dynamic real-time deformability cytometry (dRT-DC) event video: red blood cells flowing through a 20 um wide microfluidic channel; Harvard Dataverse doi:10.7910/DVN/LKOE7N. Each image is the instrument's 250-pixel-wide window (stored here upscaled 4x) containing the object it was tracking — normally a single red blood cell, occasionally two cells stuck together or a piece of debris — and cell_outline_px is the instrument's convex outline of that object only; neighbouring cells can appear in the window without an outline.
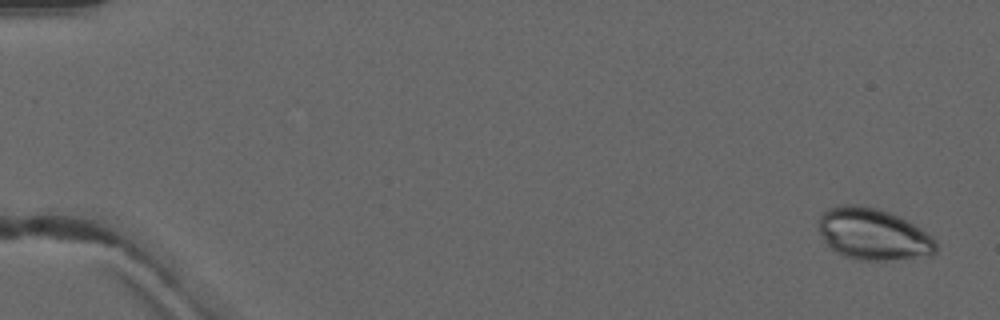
{"species": "common noctule bat (a hibernating species)", "species_latin": "Nyctalus noctula", "temperature_condition": "warm", "stored_images_in_passage": 5, "camera_frame_rate_fps": 3000, "um_per_image_px": 0.085, "animal": {"sex": "male", "forearm_length_mm": 52.5}, "frame": {"image": 1, "passage_image": 1, "time_ms": 0.0, "image_size_px": [1000, 320], "cell_outline_px": [[936, 252], [932, 256], [884, 260], [860, 260], [844, 256], [836, 252], [824, 240], [820, 232], [820, 216], [828, 208], [840, 204], [856, 204], [876, 208], [900, 216], [920, 228], [932, 236], [936, 244]], "centroid_in_image_um": [74.24, 19.9], "position_along_channel_um": 10.8, "area_um2": 35.2}}